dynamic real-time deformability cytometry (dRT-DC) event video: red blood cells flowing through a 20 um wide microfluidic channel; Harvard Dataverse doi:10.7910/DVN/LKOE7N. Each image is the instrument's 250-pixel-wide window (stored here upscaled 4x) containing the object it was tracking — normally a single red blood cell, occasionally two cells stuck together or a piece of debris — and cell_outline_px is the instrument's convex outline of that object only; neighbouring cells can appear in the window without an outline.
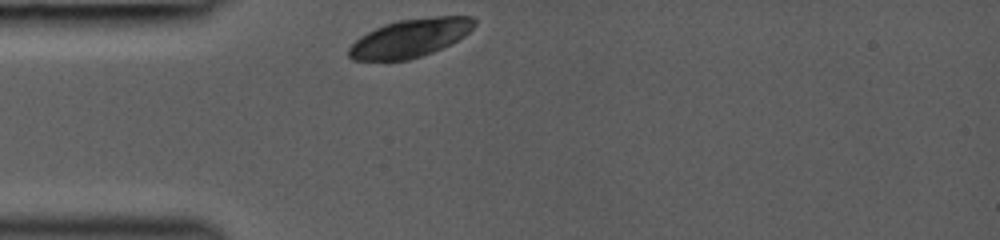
{"species": "common noctule bat (a hibernating species)", "species_latin": "Nyctalus noctula", "temperature_condition": "room temperature", "stored_images_in_passage": 4, "camera_frame_rate_fps": 3000, "um_per_image_px": 0.085, "animal": {"sex": "female", "body_mass_g": 19.0, "forearm_length_mm": 53.3}, "frame": {"image": 1, "passage_image": 1, "time_ms": 0.0, "image_size_px": [1000, 240], "cell_outline_px": [[476, 24], [464, 36], [432, 52], [408, 60], [352, 60], [348, 56], [348, 48], [360, 36], [384, 24], [396, 20], [432, 16], [472, 16], [476, 20]], "centroid_in_image_um": [34.85, 3.22], "position_along_channel_um": 50.2, "area_um2": 27.86}}
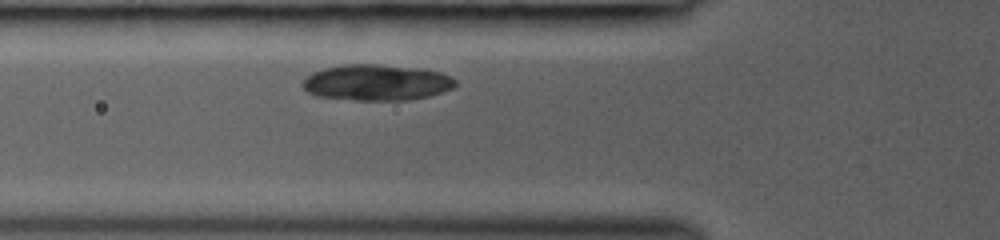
{"frame": {"image": 2, "passage_image": 4, "time_ms": 1.333, "image_size_px": [1000, 240], "cell_outline_px": [[456, 84], [452, 88], [428, 96], [408, 100], [356, 100], [316, 96], [308, 92], [300, 84], [312, 72], [324, 68], [344, 64], [376, 64], [440, 72], [452, 76], [456, 80]], "centroid_in_image_um": [31.97, 7.02], "position_along_channel_um": 93.8, "area_um2": 31.73}}